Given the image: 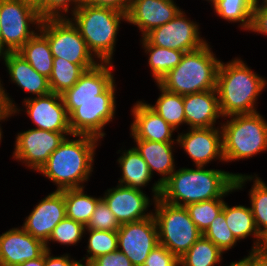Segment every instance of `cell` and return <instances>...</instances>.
<instances>
[{
  "mask_svg": "<svg viewBox=\"0 0 267 266\" xmlns=\"http://www.w3.org/2000/svg\"><path fill=\"white\" fill-rule=\"evenodd\" d=\"M235 173L224 170L205 169V166L175 170L162 184L160 198L177 206L224 198L236 191Z\"/></svg>",
  "mask_w": 267,
  "mask_h": 266,
  "instance_id": "1",
  "label": "cell"
},
{
  "mask_svg": "<svg viewBox=\"0 0 267 266\" xmlns=\"http://www.w3.org/2000/svg\"><path fill=\"white\" fill-rule=\"evenodd\" d=\"M71 137L76 139L67 136L39 171L55 183L57 191L84 188L83 183L93 172L95 149L100 140L89 135Z\"/></svg>",
  "mask_w": 267,
  "mask_h": 266,
  "instance_id": "2",
  "label": "cell"
},
{
  "mask_svg": "<svg viewBox=\"0 0 267 266\" xmlns=\"http://www.w3.org/2000/svg\"><path fill=\"white\" fill-rule=\"evenodd\" d=\"M246 64L236 57L226 64L220 61L216 90L223 119L232 115L258 112L256 102L265 90L267 80Z\"/></svg>",
  "mask_w": 267,
  "mask_h": 266,
  "instance_id": "3",
  "label": "cell"
},
{
  "mask_svg": "<svg viewBox=\"0 0 267 266\" xmlns=\"http://www.w3.org/2000/svg\"><path fill=\"white\" fill-rule=\"evenodd\" d=\"M72 23L78 28L88 50L99 62H112L121 21L127 14L108 7L82 3L72 12Z\"/></svg>",
  "mask_w": 267,
  "mask_h": 266,
  "instance_id": "4",
  "label": "cell"
},
{
  "mask_svg": "<svg viewBox=\"0 0 267 266\" xmlns=\"http://www.w3.org/2000/svg\"><path fill=\"white\" fill-rule=\"evenodd\" d=\"M209 45L206 43L196 50L185 52L180 63L162 77L158 84L179 95L216 89L220 60Z\"/></svg>",
  "mask_w": 267,
  "mask_h": 266,
  "instance_id": "5",
  "label": "cell"
},
{
  "mask_svg": "<svg viewBox=\"0 0 267 266\" xmlns=\"http://www.w3.org/2000/svg\"><path fill=\"white\" fill-rule=\"evenodd\" d=\"M221 124L225 162L267 151V121L258 112L228 116Z\"/></svg>",
  "mask_w": 267,
  "mask_h": 266,
  "instance_id": "6",
  "label": "cell"
},
{
  "mask_svg": "<svg viewBox=\"0 0 267 266\" xmlns=\"http://www.w3.org/2000/svg\"><path fill=\"white\" fill-rule=\"evenodd\" d=\"M153 216L157 225L159 244L179 259L203 235L184 206L169 204L158 197Z\"/></svg>",
  "mask_w": 267,
  "mask_h": 266,
  "instance_id": "7",
  "label": "cell"
},
{
  "mask_svg": "<svg viewBox=\"0 0 267 266\" xmlns=\"http://www.w3.org/2000/svg\"><path fill=\"white\" fill-rule=\"evenodd\" d=\"M115 81L101 94V99L88 101H63L69 116L72 134L104 138L103 129L111 122L116 110Z\"/></svg>",
  "mask_w": 267,
  "mask_h": 266,
  "instance_id": "8",
  "label": "cell"
},
{
  "mask_svg": "<svg viewBox=\"0 0 267 266\" xmlns=\"http://www.w3.org/2000/svg\"><path fill=\"white\" fill-rule=\"evenodd\" d=\"M41 21L39 12L30 5L20 0H0V50L17 52L38 32ZM30 24L36 25V32Z\"/></svg>",
  "mask_w": 267,
  "mask_h": 266,
  "instance_id": "9",
  "label": "cell"
},
{
  "mask_svg": "<svg viewBox=\"0 0 267 266\" xmlns=\"http://www.w3.org/2000/svg\"><path fill=\"white\" fill-rule=\"evenodd\" d=\"M38 31L48 40L53 57H61L74 64L99 63L69 18L42 19Z\"/></svg>",
  "mask_w": 267,
  "mask_h": 266,
  "instance_id": "10",
  "label": "cell"
},
{
  "mask_svg": "<svg viewBox=\"0 0 267 266\" xmlns=\"http://www.w3.org/2000/svg\"><path fill=\"white\" fill-rule=\"evenodd\" d=\"M72 132H51L42 129H29L16 136L13 152L14 160L24 163L31 170L39 172L49 156Z\"/></svg>",
  "mask_w": 267,
  "mask_h": 266,
  "instance_id": "11",
  "label": "cell"
},
{
  "mask_svg": "<svg viewBox=\"0 0 267 266\" xmlns=\"http://www.w3.org/2000/svg\"><path fill=\"white\" fill-rule=\"evenodd\" d=\"M199 25L181 10L166 24L152 29L143 38L150 44L183 52L196 50L207 41L200 36Z\"/></svg>",
  "mask_w": 267,
  "mask_h": 266,
  "instance_id": "12",
  "label": "cell"
},
{
  "mask_svg": "<svg viewBox=\"0 0 267 266\" xmlns=\"http://www.w3.org/2000/svg\"><path fill=\"white\" fill-rule=\"evenodd\" d=\"M118 250L133 266H143L149 253L159 244L154 216L121 224L117 231Z\"/></svg>",
  "mask_w": 267,
  "mask_h": 266,
  "instance_id": "13",
  "label": "cell"
},
{
  "mask_svg": "<svg viewBox=\"0 0 267 266\" xmlns=\"http://www.w3.org/2000/svg\"><path fill=\"white\" fill-rule=\"evenodd\" d=\"M218 127L190 128L187 133L178 134L176 144L189 155L195 166H206L217 159L225 162L222 130Z\"/></svg>",
  "mask_w": 267,
  "mask_h": 266,
  "instance_id": "14",
  "label": "cell"
},
{
  "mask_svg": "<svg viewBox=\"0 0 267 266\" xmlns=\"http://www.w3.org/2000/svg\"><path fill=\"white\" fill-rule=\"evenodd\" d=\"M25 112L31 118L35 129L51 132H71L69 116L61 95L50 92L43 96L23 100Z\"/></svg>",
  "mask_w": 267,
  "mask_h": 266,
  "instance_id": "15",
  "label": "cell"
},
{
  "mask_svg": "<svg viewBox=\"0 0 267 266\" xmlns=\"http://www.w3.org/2000/svg\"><path fill=\"white\" fill-rule=\"evenodd\" d=\"M65 217L63 190H55L38 202L21 227L34 238L46 243L53 229Z\"/></svg>",
  "mask_w": 267,
  "mask_h": 266,
  "instance_id": "16",
  "label": "cell"
},
{
  "mask_svg": "<svg viewBox=\"0 0 267 266\" xmlns=\"http://www.w3.org/2000/svg\"><path fill=\"white\" fill-rule=\"evenodd\" d=\"M109 209L115 215L120 224L139 221L153 215L147 212L150 202L155 199H149L143 191L128 186L118 184L114 188L107 189L104 196L101 197Z\"/></svg>",
  "mask_w": 267,
  "mask_h": 266,
  "instance_id": "17",
  "label": "cell"
},
{
  "mask_svg": "<svg viewBox=\"0 0 267 266\" xmlns=\"http://www.w3.org/2000/svg\"><path fill=\"white\" fill-rule=\"evenodd\" d=\"M46 251L45 243L22 227L9 229L0 235V266H17L41 257Z\"/></svg>",
  "mask_w": 267,
  "mask_h": 266,
  "instance_id": "18",
  "label": "cell"
},
{
  "mask_svg": "<svg viewBox=\"0 0 267 266\" xmlns=\"http://www.w3.org/2000/svg\"><path fill=\"white\" fill-rule=\"evenodd\" d=\"M174 0H130L127 23L136 25L142 38L172 20L180 11Z\"/></svg>",
  "mask_w": 267,
  "mask_h": 266,
  "instance_id": "19",
  "label": "cell"
},
{
  "mask_svg": "<svg viewBox=\"0 0 267 266\" xmlns=\"http://www.w3.org/2000/svg\"><path fill=\"white\" fill-rule=\"evenodd\" d=\"M136 150L147 163L152 175L157 172L161 178L151 187L153 199L160 197L162 184L176 170L174 162L173 148L177 142H156L148 140L134 139ZM154 171V172H153Z\"/></svg>",
  "mask_w": 267,
  "mask_h": 266,
  "instance_id": "20",
  "label": "cell"
},
{
  "mask_svg": "<svg viewBox=\"0 0 267 266\" xmlns=\"http://www.w3.org/2000/svg\"><path fill=\"white\" fill-rule=\"evenodd\" d=\"M133 123L130 125L133 139L174 142L173 132L176 130L168 124L159 114L152 110L148 103L137 101L131 108Z\"/></svg>",
  "mask_w": 267,
  "mask_h": 266,
  "instance_id": "21",
  "label": "cell"
},
{
  "mask_svg": "<svg viewBox=\"0 0 267 266\" xmlns=\"http://www.w3.org/2000/svg\"><path fill=\"white\" fill-rule=\"evenodd\" d=\"M112 62H100L86 70L79 80L63 94V101H88L101 99V94L115 81Z\"/></svg>",
  "mask_w": 267,
  "mask_h": 266,
  "instance_id": "22",
  "label": "cell"
},
{
  "mask_svg": "<svg viewBox=\"0 0 267 266\" xmlns=\"http://www.w3.org/2000/svg\"><path fill=\"white\" fill-rule=\"evenodd\" d=\"M186 125L190 128L216 127L222 118L216 89L183 95Z\"/></svg>",
  "mask_w": 267,
  "mask_h": 266,
  "instance_id": "23",
  "label": "cell"
},
{
  "mask_svg": "<svg viewBox=\"0 0 267 266\" xmlns=\"http://www.w3.org/2000/svg\"><path fill=\"white\" fill-rule=\"evenodd\" d=\"M1 59L4 60L11 82L20 89L36 97L51 92L48 78L38 73L18 52H5Z\"/></svg>",
  "mask_w": 267,
  "mask_h": 266,
  "instance_id": "24",
  "label": "cell"
},
{
  "mask_svg": "<svg viewBox=\"0 0 267 266\" xmlns=\"http://www.w3.org/2000/svg\"><path fill=\"white\" fill-rule=\"evenodd\" d=\"M223 211L228 228L238 241L252 235L256 239L253 242L252 250L263 249L267 247V241L257 230L250 207L243 205L230 207L228 203L225 202Z\"/></svg>",
  "mask_w": 267,
  "mask_h": 266,
  "instance_id": "25",
  "label": "cell"
},
{
  "mask_svg": "<svg viewBox=\"0 0 267 266\" xmlns=\"http://www.w3.org/2000/svg\"><path fill=\"white\" fill-rule=\"evenodd\" d=\"M252 180L254 183L249 191V198L251 200L250 208L257 230L267 241V184L256 174L245 175L236 173L234 187L235 190H242L246 182Z\"/></svg>",
  "mask_w": 267,
  "mask_h": 266,
  "instance_id": "26",
  "label": "cell"
},
{
  "mask_svg": "<svg viewBox=\"0 0 267 266\" xmlns=\"http://www.w3.org/2000/svg\"><path fill=\"white\" fill-rule=\"evenodd\" d=\"M121 154L117 160L122 172L118 184L142 191V187H146L153 176L147 163L135 146L128 150L125 149Z\"/></svg>",
  "mask_w": 267,
  "mask_h": 266,
  "instance_id": "27",
  "label": "cell"
},
{
  "mask_svg": "<svg viewBox=\"0 0 267 266\" xmlns=\"http://www.w3.org/2000/svg\"><path fill=\"white\" fill-rule=\"evenodd\" d=\"M41 75L49 79L53 68V56L48 40L38 31L18 51Z\"/></svg>",
  "mask_w": 267,
  "mask_h": 266,
  "instance_id": "28",
  "label": "cell"
},
{
  "mask_svg": "<svg viewBox=\"0 0 267 266\" xmlns=\"http://www.w3.org/2000/svg\"><path fill=\"white\" fill-rule=\"evenodd\" d=\"M97 64H74L63 58H53V68L49 77L50 90L56 94H63L70 89L86 71Z\"/></svg>",
  "mask_w": 267,
  "mask_h": 266,
  "instance_id": "29",
  "label": "cell"
},
{
  "mask_svg": "<svg viewBox=\"0 0 267 266\" xmlns=\"http://www.w3.org/2000/svg\"><path fill=\"white\" fill-rule=\"evenodd\" d=\"M145 53L148 54V65L154 82L158 83L170 70L181 61L185 52L150 45L144 38L140 40Z\"/></svg>",
  "mask_w": 267,
  "mask_h": 266,
  "instance_id": "30",
  "label": "cell"
},
{
  "mask_svg": "<svg viewBox=\"0 0 267 266\" xmlns=\"http://www.w3.org/2000/svg\"><path fill=\"white\" fill-rule=\"evenodd\" d=\"M84 192V188L64 189L63 195L66 205V217L86 226L101 197L89 196Z\"/></svg>",
  "mask_w": 267,
  "mask_h": 266,
  "instance_id": "31",
  "label": "cell"
},
{
  "mask_svg": "<svg viewBox=\"0 0 267 266\" xmlns=\"http://www.w3.org/2000/svg\"><path fill=\"white\" fill-rule=\"evenodd\" d=\"M156 85L161 94L155 105L148 104V106L159 114L168 124L178 130L181 124H186L183 95L170 92L161 87L158 83Z\"/></svg>",
  "mask_w": 267,
  "mask_h": 266,
  "instance_id": "32",
  "label": "cell"
},
{
  "mask_svg": "<svg viewBox=\"0 0 267 266\" xmlns=\"http://www.w3.org/2000/svg\"><path fill=\"white\" fill-rule=\"evenodd\" d=\"M220 18L231 23H240L243 30L250 29L254 0H210L209 3Z\"/></svg>",
  "mask_w": 267,
  "mask_h": 266,
  "instance_id": "33",
  "label": "cell"
},
{
  "mask_svg": "<svg viewBox=\"0 0 267 266\" xmlns=\"http://www.w3.org/2000/svg\"><path fill=\"white\" fill-rule=\"evenodd\" d=\"M223 252L203 235L179 259L180 266H215L220 264Z\"/></svg>",
  "mask_w": 267,
  "mask_h": 266,
  "instance_id": "34",
  "label": "cell"
},
{
  "mask_svg": "<svg viewBox=\"0 0 267 266\" xmlns=\"http://www.w3.org/2000/svg\"><path fill=\"white\" fill-rule=\"evenodd\" d=\"M224 198H216L185 206L190 218L196 227L204 233L214 219L222 212L225 201Z\"/></svg>",
  "mask_w": 267,
  "mask_h": 266,
  "instance_id": "35",
  "label": "cell"
},
{
  "mask_svg": "<svg viewBox=\"0 0 267 266\" xmlns=\"http://www.w3.org/2000/svg\"><path fill=\"white\" fill-rule=\"evenodd\" d=\"M89 233L85 265H89L99 256L106 255L118 249L117 231L85 230Z\"/></svg>",
  "mask_w": 267,
  "mask_h": 266,
  "instance_id": "36",
  "label": "cell"
},
{
  "mask_svg": "<svg viewBox=\"0 0 267 266\" xmlns=\"http://www.w3.org/2000/svg\"><path fill=\"white\" fill-rule=\"evenodd\" d=\"M85 229L86 227L81 223L65 217L53 229L48 241L45 243L46 250L51 251L48 245L51 241L67 246L79 243L80 240H82V237H84L83 235L86 234Z\"/></svg>",
  "mask_w": 267,
  "mask_h": 266,
  "instance_id": "37",
  "label": "cell"
},
{
  "mask_svg": "<svg viewBox=\"0 0 267 266\" xmlns=\"http://www.w3.org/2000/svg\"><path fill=\"white\" fill-rule=\"evenodd\" d=\"M203 236L215 244L223 253L234 248L239 242L228 228L224 211L214 219Z\"/></svg>",
  "mask_w": 267,
  "mask_h": 266,
  "instance_id": "38",
  "label": "cell"
},
{
  "mask_svg": "<svg viewBox=\"0 0 267 266\" xmlns=\"http://www.w3.org/2000/svg\"><path fill=\"white\" fill-rule=\"evenodd\" d=\"M121 224L109 209L106 202L101 198L94 209L90 221L85 230L118 231Z\"/></svg>",
  "mask_w": 267,
  "mask_h": 266,
  "instance_id": "39",
  "label": "cell"
},
{
  "mask_svg": "<svg viewBox=\"0 0 267 266\" xmlns=\"http://www.w3.org/2000/svg\"><path fill=\"white\" fill-rule=\"evenodd\" d=\"M82 3L83 0H45V19L68 18L66 15L69 12L68 10H71L70 14H72Z\"/></svg>",
  "mask_w": 267,
  "mask_h": 266,
  "instance_id": "40",
  "label": "cell"
},
{
  "mask_svg": "<svg viewBox=\"0 0 267 266\" xmlns=\"http://www.w3.org/2000/svg\"><path fill=\"white\" fill-rule=\"evenodd\" d=\"M143 266H180L179 258L158 244L148 255Z\"/></svg>",
  "mask_w": 267,
  "mask_h": 266,
  "instance_id": "41",
  "label": "cell"
},
{
  "mask_svg": "<svg viewBox=\"0 0 267 266\" xmlns=\"http://www.w3.org/2000/svg\"><path fill=\"white\" fill-rule=\"evenodd\" d=\"M249 31L267 35V1L255 2Z\"/></svg>",
  "mask_w": 267,
  "mask_h": 266,
  "instance_id": "42",
  "label": "cell"
},
{
  "mask_svg": "<svg viewBox=\"0 0 267 266\" xmlns=\"http://www.w3.org/2000/svg\"><path fill=\"white\" fill-rule=\"evenodd\" d=\"M88 266H133L120 250L110 252L94 259Z\"/></svg>",
  "mask_w": 267,
  "mask_h": 266,
  "instance_id": "43",
  "label": "cell"
},
{
  "mask_svg": "<svg viewBox=\"0 0 267 266\" xmlns=\"http://www.w3.org/2000/svg\"><path fill=\"white\" fill-rule=\"evenodd\" d=\"M83 3L98 6V7H108L127 14L130 0H83Z\"/></svg>",
  "mask_w": 267,
  "mask_h": 266,
  "instance_id": "44",
  "label": "cell"
},
{
  "mask_svg": "<svg viewBox=\"0 0 267 266\" xmlns=\"http://www.w3.org/2000/svg\"><path fill=\"white\" fill-rule=\"evenodd\" d=\"M81 261L71 259L69 254L52 256L50 251L45 252V266H80Z\"/></svg>",
  "mask_w": 267,
  "mask_h": 266,
  "instance_id": "45",
  "label": "cell"
},
{
  "mask_svg": "<svg viewBox=\"0 0 267 266\" xmlns=\"http://www.w3.org/2000/svg\"><path fill=\"white\" fill-rule=\"evenodd\" d=\"M9 93L6 92L5 88L3 87V85L1 84V80H0V113L6 108L9 107L10 109L14 110V113H19L21 111V109H18L15 104V102H13L14 100L9 98Z\"/></svg>",
  "mask_w": 267,
  "mask_h": 266,
  "instance_id": "46",
  "label": "cell"
},
{
  "mask_svg": "<svg viewBox=\"0 0 267 266\" xmlns=\"http://www.w3.org/2000/svg\"><path fill=\"white\" fill-rule=\"evenodd\" d=\"M252 266H267V247L252 250Z\"/></svg>",
  "mask_w": 267,
  "mask_h": 266,
  "instance_id": "47",
  "label": "cell"
},
{
  "mask_svg": "<svg viewBox=\"0 0 267 266\" xmlns=\"http://www.w3.org/2000/svg\"><path fill=\"white\" fill-rule=\"evenodd\" d=\"M25 4L30 5L39 12L42 19H45V0H20Z\"/></svg>",
  "mask_w": 267,
  "mask_h": 266,
  "instance_id": "48",
  "label": "cell"
},
{
  "mask_svg": "<svg viewBox=\"0 0 267 266\" xmlns=\"http://www.w3.org/2000/svg\"><path fill=\"white\" fill-rule=\"evenodd\" d=\"M17 266H45V253L39 258H35L32 260L26 261V262L19 264Z\"/></svg>",
  "mask_w": 267,
  "mask_h": 266,
  "instance_id": "49",
  "label": "cell"
},
{
  "mask_svg": "<svg viewBox=\"0 0 267 266\" xmlns=\"http://www.w3.org/2000/svg\"><path fill=\"white\" fill-rule=\"evenodd\" d=\"M229 266H252V249L249 251V255L239 261L231 262Z\"/></svg>",
  "mask_w": 267,
  "mask_h": 266,
  "instance_id": "50",
  "label": "cell"
},
{
  "mask_svg": "<svg viewBox=\"0 0 267 266\" xmlns=\"http://www.w3.org/2000/svg\"><path fill=\"white\" fill-rule=\"evenodd\" d=\"M15 115L14 110L10 109L9 107H6L1 113H0V122L5 121L6 119L8 120L9 117ZM1 125V124H0ZM2 129L0 126V142L2 141Z\"/></svg>",
  "mask_w": 267,
  "mask_h": 266,
  "instance_id": "51",
  "label": "cell"
},
{
  "mask_svg": "<svg viewBox=\"0 0 267 266\" xmlns=\"http://www.w3.org/2000/svg\"><path fill=\"white\" fill-rule=\"evenodd\" d=\"M3 52L0 50V58H2Z\"/></svg>",
  "mask_w": 267,
  "mask_h": 266,
  "instance_id": "52",
  "label": "cell"
}]
</instances>
